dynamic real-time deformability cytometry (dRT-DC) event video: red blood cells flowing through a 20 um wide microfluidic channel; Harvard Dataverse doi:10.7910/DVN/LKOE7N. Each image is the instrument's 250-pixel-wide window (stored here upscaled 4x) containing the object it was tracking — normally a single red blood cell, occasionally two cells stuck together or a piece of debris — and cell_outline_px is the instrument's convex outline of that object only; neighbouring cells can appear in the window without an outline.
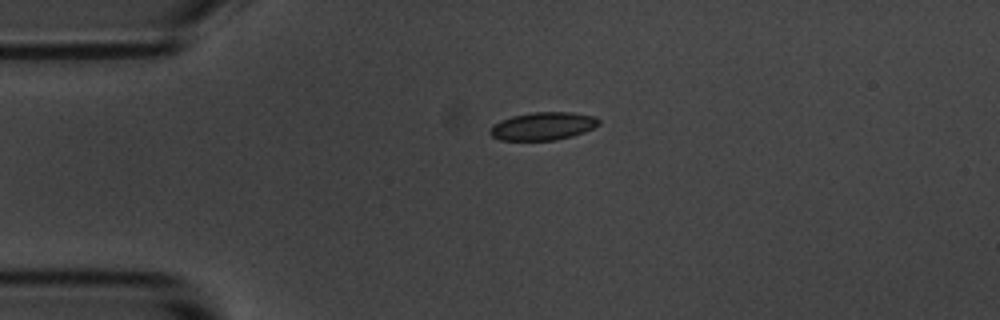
{"species": "common noctule bat (a hibernating species)", "species_latin": "Nyctalus noctula", "temperature_condition": "room temperature", "stored_images_in_passage": 3, "camera_frame_rate_fps": 3000, "um_per_image_px": 0.085, "animal": {"sex": "male", "body_mass_g": 20.1, "forearm_length_mm": 53.5}, "frame": {"image": 1, "passage_image": 1, "time_ms": 0.0, "image_size_px": [1000, 320], "cell_outline_px": [[600, 124], [584, 132], [572, 136], [556, 140], [500, 140], [492, 136], [488, 132], [492, 124], [500, 120], [512, 116], [532, 112], [572, 112], [596, 116], [600, 120]], "centroid_in_image_um": [46.14, 10.71], "position_along_channel_um": 38.9, "area_um2": 17.86}}